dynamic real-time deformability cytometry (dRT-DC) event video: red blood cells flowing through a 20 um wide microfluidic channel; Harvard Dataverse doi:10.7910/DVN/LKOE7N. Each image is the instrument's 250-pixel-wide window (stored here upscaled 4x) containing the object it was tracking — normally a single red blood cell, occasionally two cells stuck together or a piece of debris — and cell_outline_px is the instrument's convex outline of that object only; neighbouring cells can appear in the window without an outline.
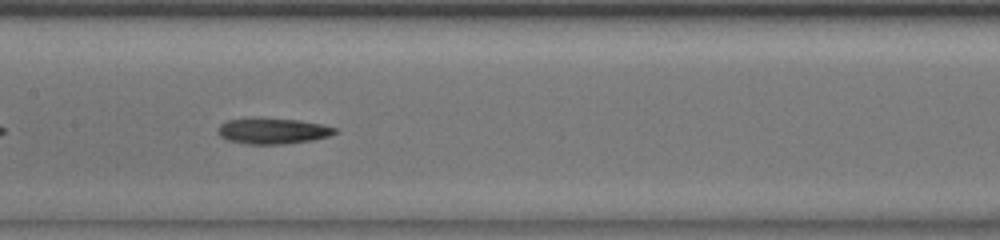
{"species": "common noctule bat (a hibernating species)", "species_latin": "Nyctalus noctula", "temperature_condition": "room temperature", "stored_images_in_passage": 35, "camera_frame_rate_fps": 3000, "um_per_image_px": 0.085, "animal": {"sex": "male", "body_mass_g": 13.0, "forearm_length_mm": 53.1}, "frame": {"image": 1, "passage_image": 11, "time_ms": 3.333, "image_size_px": [1000, 240], "cell_outline_px": [[336, 132], [328, 136], [312, 140], [284, 144], [248, 144], [228, 140], [220, 136], [216, 132], [216, 128], [220, 124], [228, 120], [260, 116], [300, 120], [324, 124], [336, 128]], "centroid_in_image_um": [23.14, 11.1], "position_along_channel_um": 184.3, "area_um2": 18.09}, "authors_computed_cell_mechanics": {"area_um2": 17.8024, "velocity_mm_per_s": 3.9656, "shape_relaxation_time_tau1_ms": 3.5793, "shape_relaxation_time_tau2_ms": 7.047, "deformation_change_tau1": 0.1267, "deformation_change_tau2": 0.0993}}